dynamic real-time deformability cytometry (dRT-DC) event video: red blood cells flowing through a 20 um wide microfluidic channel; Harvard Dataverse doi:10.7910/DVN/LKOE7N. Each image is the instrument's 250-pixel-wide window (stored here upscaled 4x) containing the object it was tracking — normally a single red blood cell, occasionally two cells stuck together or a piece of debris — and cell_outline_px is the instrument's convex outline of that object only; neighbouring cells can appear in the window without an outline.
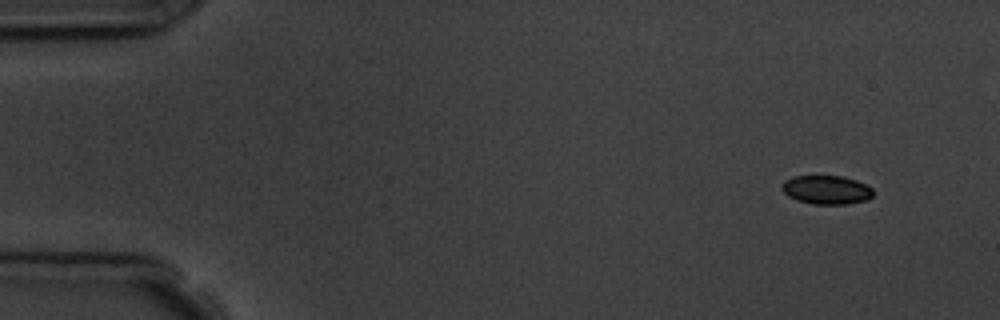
{"species": "common noctule bat (a hibernating species)", "species_latin": "Nyctalus noctula", "temperature_condition": "room temperature", "stored_images_in_passage": 6, "camera_frame_rate_fps": 3000, "um_per_image_px": 0.085, "animal": {"sex": "male", "body_mass_g": 19.5, "forearm_length_mm": 54.6}, "frame": {"image": 1, "passage_image": 1, "time_ms": 0.0, "image_size_px": [1000, 320], "cell_outline_px": [[872, 196], [868, 200], [848, 204], [812, 204], [796, 200], [788, 196], [784, 192], [780, 184], [784, 180], [792, 176], [844, 176], [856, 180], [872, 188]], "centroid_in_image_um": [70.23, 16.13], "position_along_channel_um": 14.8, "area_um2": 15.43}}
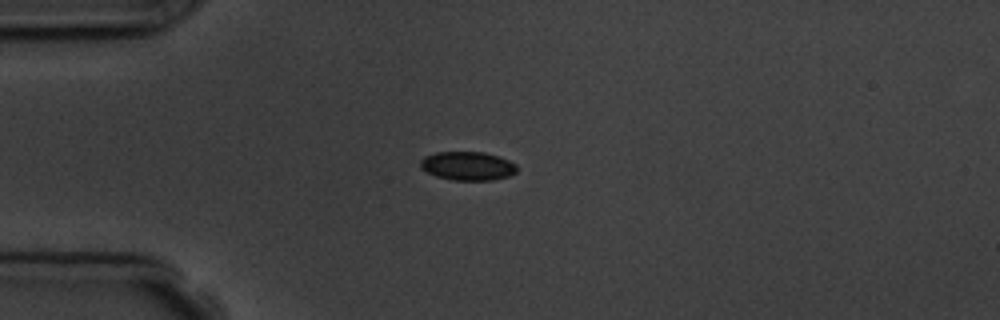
{"frame": {"image": 2, "passage_image": 4, "time_ms": 3.333, "image_size_px": [1000, 320], "cell_outline_px": [[516, 172], [508, 176], [492, 180], [452, 180], [436, 176], [420, 168], [420, 160], [424, 156], [436, 152], [484, 152], [508, 160], [516, 164]], "centroid_in_image_um": [39.72, 14.1], "position_along_channel_um": 45.3, "area_um2": 16.07}}